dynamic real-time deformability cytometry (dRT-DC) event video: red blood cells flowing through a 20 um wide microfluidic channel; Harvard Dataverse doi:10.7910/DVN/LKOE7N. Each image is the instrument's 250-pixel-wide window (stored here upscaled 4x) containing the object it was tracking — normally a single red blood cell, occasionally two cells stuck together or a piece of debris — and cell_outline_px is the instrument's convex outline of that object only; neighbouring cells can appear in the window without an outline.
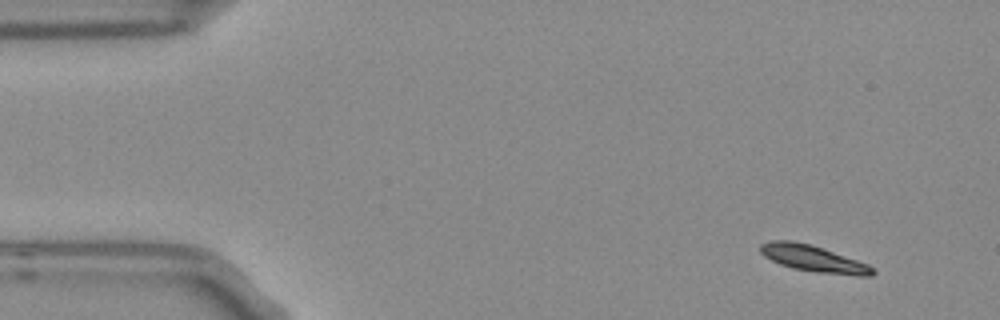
{"species": "Egyptian fruit bat (a non-hibernating species)", "species_latin": "Rousettus aegyptiacus", "temperature_condition": "room temperature", "stored_images_in_passage": 4, "camera_frame_rate_fps": 3000, "um_per_image_px": 0.085, "frame": {"image": 1, "passage_image": 1, "time_ms": 0.0, "image_size_px": [1000, 320], "cell_outline_px": [[876, 272], [872, 276], [860, 276], [820, 272], [792, 268], [780, 264], [764, 256], [760, 252], [760, 244], [772, 240], [792, 240], [812, 244], [868, 264]], "centroid_in_image_um": [69.12, 21.96], "position_along_channel_um": 15.9, "area_um2": 17.22}}
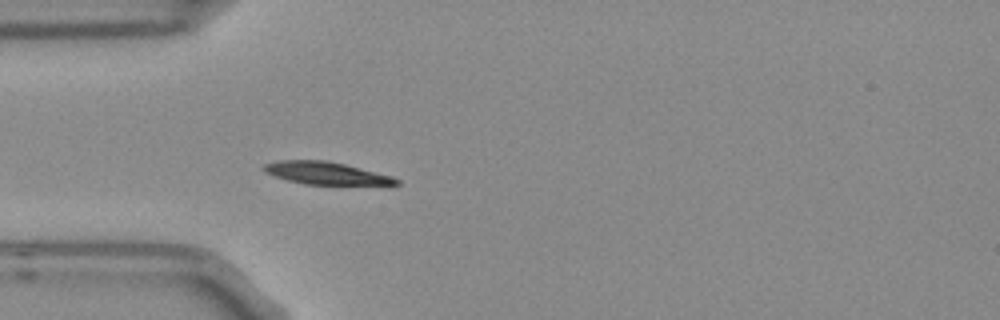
{"frame": {"image": 2, "passage_image": 4, "time_ms": 1.0, "image_size_px": [1000, 320], "cell_outline_px": [[400, 184], [388, 188], [304, 184], [288, 180], [264, 172], [260, 168], [264, 164], [280, 160], [324, 160], [344, 164], [392, 176], [400, 180]], "centroid_in_image_um": [27.9, 14.78], "position_along_channel_um": 57.1, "area_um2": 18.44}}